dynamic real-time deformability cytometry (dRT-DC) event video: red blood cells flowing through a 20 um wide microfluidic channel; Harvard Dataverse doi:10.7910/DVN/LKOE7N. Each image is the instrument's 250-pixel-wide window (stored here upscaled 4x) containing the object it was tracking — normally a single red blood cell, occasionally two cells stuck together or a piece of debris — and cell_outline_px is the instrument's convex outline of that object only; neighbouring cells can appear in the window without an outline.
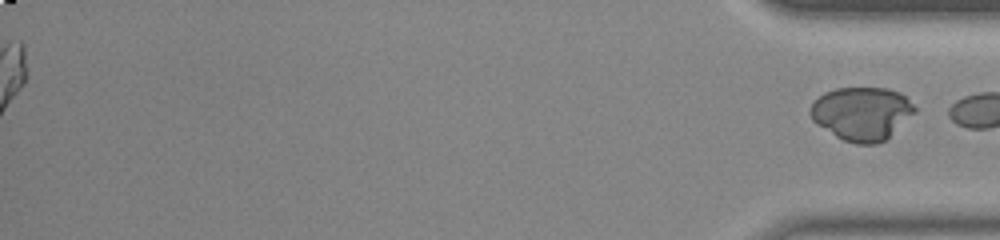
{"species": "common noctule bat (a hibernating species)", "species_latin": "Nyctalus noctula", "temperature_condition": "room temperature", "stored_images_in_passage": 45, "segment_of_instrument_passage": [2, 2], "camera_frame_rate_fps": 3000, "um_per_image_px": 0.085, "animal": {"sex": "male", "body_mass_g": 20.0, "forearm_length_mm": 53.3}, "frame": {"image": 1, "passage_image": 45, "time_ms": 14.667, "image_size_px": [1000, 240], "cell_outline_px": [[916, 112], [884, 140], [876, 144], [856, 144], [844, 140], [836, 136], [816, 124], [812, 120], [808, 112], [812, 104], [824, 92], [836, 88], [888, 88], [900, 92], [916, 108]], "centroid_in_image_um": [73.23, 9.64], "position_along_channel_um": 362.0, "area_um2": 32.25}}